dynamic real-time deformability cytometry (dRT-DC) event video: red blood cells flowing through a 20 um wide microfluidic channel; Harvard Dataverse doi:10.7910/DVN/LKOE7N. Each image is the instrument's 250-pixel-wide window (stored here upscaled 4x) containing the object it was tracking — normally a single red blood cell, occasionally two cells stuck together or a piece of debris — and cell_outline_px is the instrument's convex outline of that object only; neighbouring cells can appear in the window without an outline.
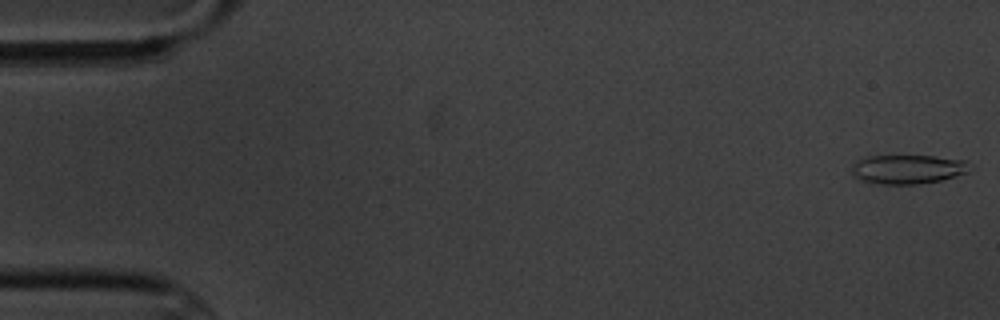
{"species": "common noctule bat (a hibernating species)", "species_latin": "Nyctalus noctula", "temperature_condition": "cold", "stored_images_in_passage": 6, "camera_frame_rate_fps": 3000, "um_per_image_px": 0.085, "animal": {"sex": "male", "body_mass_g": 20.1, "forearm_length_mm": 53.5}, "frame": {"image": 1, "passage_image": 1, "time_ms": 0.0, "image_size_px": [1000, 320], "cell_outline_px": [[972, 172], [940, 180], [916, 184], [880, 184], [860, 180], [852, 176], [852, 164], [868, 156], [936, 156], [968, 160], [972, 164]], "centroid_in_image_um": [77.24, 14.38], "position_along_channel_um": 7.8, "area_um2": 20.35}}
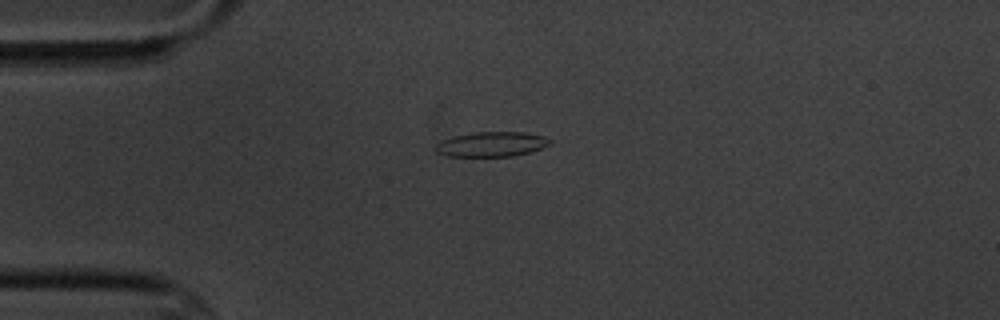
{"frame": {"image": 2, "passage_image": 6, "time_ms": 6.667, "image_size_px": [1000, 320], "cell_outline_px": [[552, 144], [528, 152], [512, 156], [448, 156], [436, 152], [432, 148], [440, 140], [472, 132], [524, 132], [544, 136], [552, 140]], "centroid_in_image_um": [41.76, 12.25], "position_along_channel_um": 43.2, "area_um2": 16.59}}